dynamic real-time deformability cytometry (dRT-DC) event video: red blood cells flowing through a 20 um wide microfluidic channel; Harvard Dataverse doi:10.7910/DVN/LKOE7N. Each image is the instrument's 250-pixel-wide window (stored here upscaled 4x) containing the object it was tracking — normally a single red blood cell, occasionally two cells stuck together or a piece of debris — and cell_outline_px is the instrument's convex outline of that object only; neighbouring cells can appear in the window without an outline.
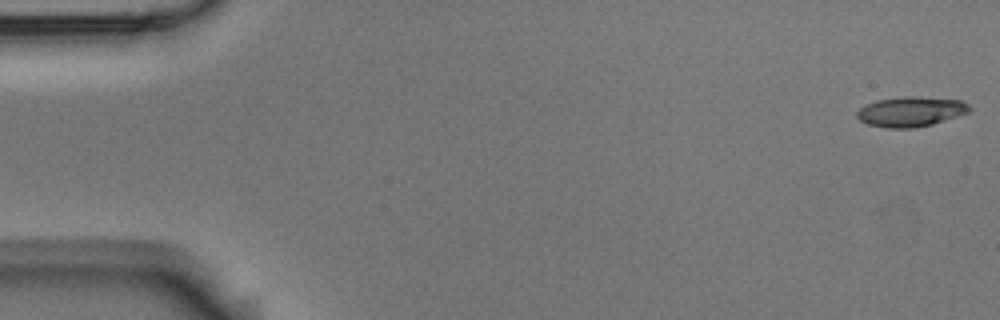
{"species": "Egyptian fruit bat (a non-hibernating species)", "species_latin": "Rousettus aegyptiacus", "temperature_condition": "room temperature", "stored_images_in_passage": 5, "camera_frame_rate_fps": 3000, "um_per_image_px": 0.085, "animal": {"sex": "male"}, "frame": {"image": 1, "passage_image": 1, "time_ms": 0.0, "image_size_px": [1000, 320], "cell_outline_px": [[972, 108], [968, 112], [932, 124], [912, 128], [888, 128], [868, 124], [860, 120], [856, 116], [856, 112], [860, 108], [876, 100], [900, 96], [916, 96], [960, 100], [968, 104]], "centroid_in_image_um": [77.4, 9.48], "position_along_channel_um": 7.6, "area_um2": 19.54}}
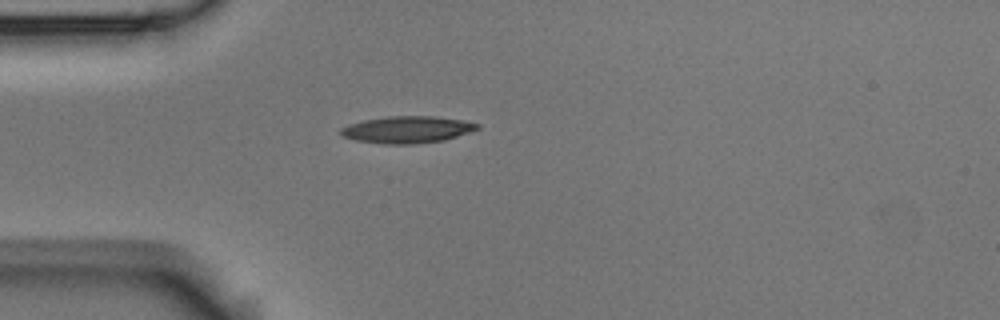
{"frame": {"image": 2, "passage_image": 5, "time_ms": 1.333, "image_size_px": [1000, 320], "cell_outline_px": [[480, 128], [444, 140], [412, 144], [388, 144], [356, 140], [340, 136], [340, 128], [348, 124], [364, 120], [388, 116], [432, 116], [460, 120], [480, 124]], "centroid_in_image_um": [34.56, 11.01], "position_along_channel_um": 50.4, "area_um2": 21.21}}